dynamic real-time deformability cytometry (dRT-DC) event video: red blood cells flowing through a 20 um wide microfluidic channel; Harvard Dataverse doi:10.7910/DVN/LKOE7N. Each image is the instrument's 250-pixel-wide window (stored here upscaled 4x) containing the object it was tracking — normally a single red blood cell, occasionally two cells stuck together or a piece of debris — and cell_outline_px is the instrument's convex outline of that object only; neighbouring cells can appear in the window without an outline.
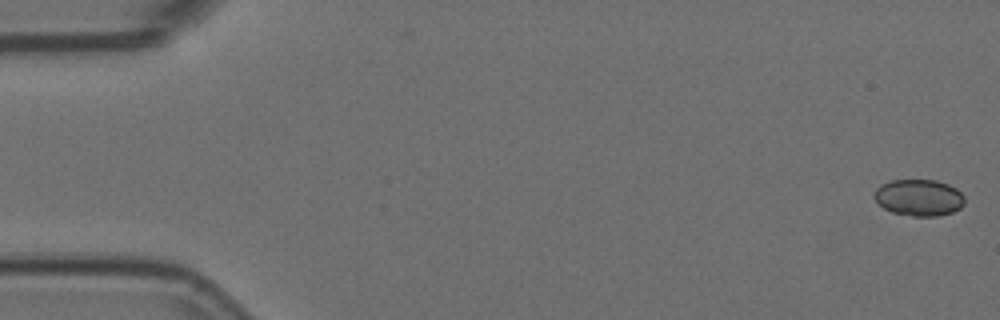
{"species": "Egyptian fruit bat (a non-hibernating species)", "species_latin": "Rousettus aegyptiacus", "temperature_condition": "room temperature", "stored_images_in_passage": 2, "camera_frame_rate_fps": 3000, "um_per_image_px": 0.085, "animal": {"sex": "female"}, "frame": {"image": 1, "passage_image": 2, "time_ms": 0.333, "image_size_px": [1000, 320], "cell_outline_px": [[964, 204], [960, 208], [952, 212], [936, 216], [912, 216], [892, 212], [884, 208], [872, 196], [876, 188], [880, 184], [892, 180], [936, 180], [948, 184], [956, 188], [964, 196]], "centroid_in_image_um": [78.1, 16.79], "position_along_channel_um": 6.9, "area_um2": 19.31}}